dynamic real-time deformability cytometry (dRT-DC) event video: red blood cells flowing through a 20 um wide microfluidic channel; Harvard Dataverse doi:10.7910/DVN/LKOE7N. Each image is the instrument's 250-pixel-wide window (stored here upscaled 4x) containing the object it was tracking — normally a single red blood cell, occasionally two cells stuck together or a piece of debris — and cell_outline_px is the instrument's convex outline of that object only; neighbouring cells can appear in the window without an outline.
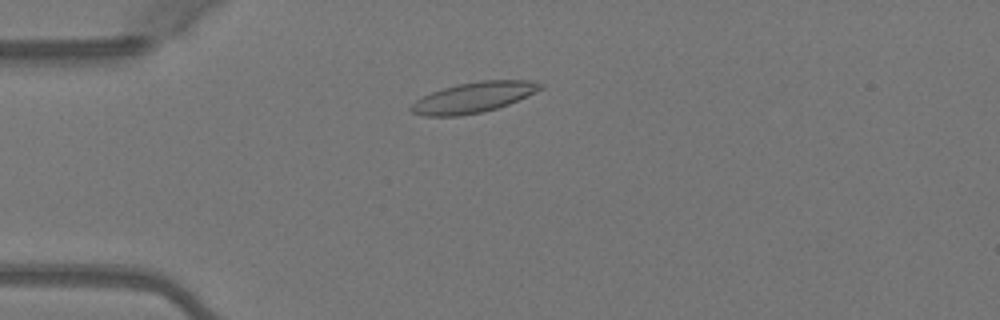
{"species": "Egyptian fruit bat (a non-hibernating species)", "species_latin": "Rousettus aegyptiacus", "temperature_condition": "warm", "stored_images_in_passage": 6, "camera_frame_rate_fps": 3000, "um_per_image_px": 0.085, "animal": {"sex": "female"}, "frame": {"image": 1, "passage_image": 3, "time_ms": 0.667, "image_size_px": [1000, 320], "cell_outline_px": [[544, 88], [536, 92], [508, 104], [484, 112], [460, 116], [424, 116], [412, 112], [408, 108], [416, 100], [432, 92], [456, 84], [480, 80], [532, 80], [544, 84]], "centroid_in_image_um": [40.27, 8.27], "position_along_channel_um": 44.7, "area_um2": 23.0}}
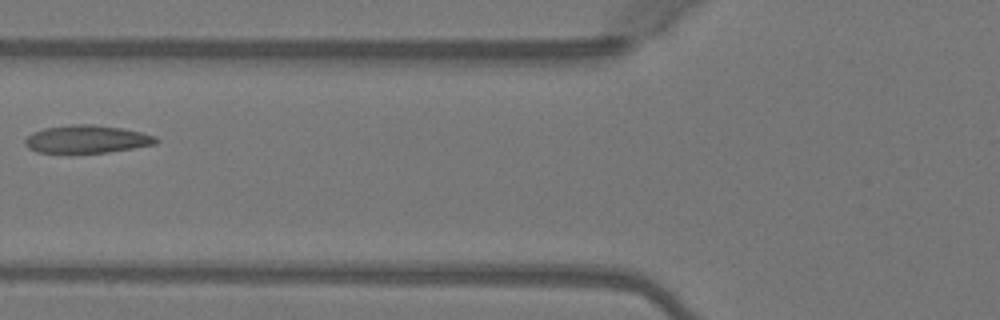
{"frame": {"image": 2, "passage_image": 5, "time_ms": 1.333, "image_size_px": [1000, 320], "cell_outline_px": [[160, 140], [156, 144], [108, 152], [72, 156], [68, 156], [36, 152], [28, 148], [24, 144], [24, 140], [32, 132], [44, 128], [72, 124], [92, 124], [120, 128], [140, 132], [156, 136]], "centroid_in_image_um": [7.3, 11.88], "position_along_channel_um": 118.5, "area_um2": 22.2}}
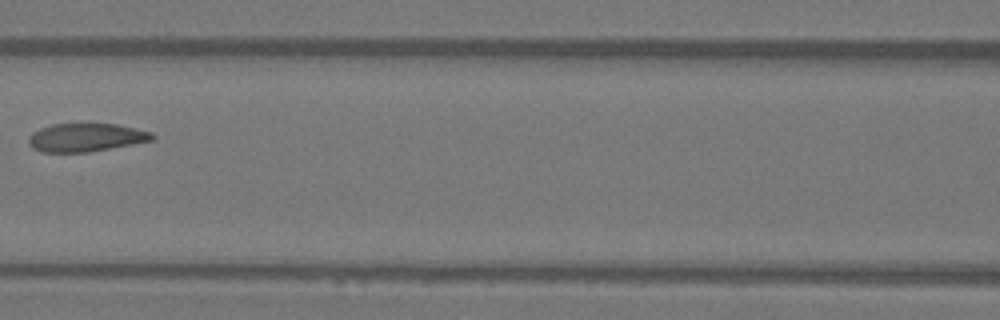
{"frame": {"image": 3, "passage_image": 6, "time_ms": 1.667, "image_size_px": [1000, 320], "cell_outline_px": [[156, 136], [152, 140], [132, 144], [88, 152], [40, 152], [32, 148], [28, 140], [28, 136], [32, 132], [40, 128], [52, 124], [116, 124], [152, 132]], "centroid_in_image_um": [7.27, 11.68], "position_along_channel_um": 159.3, "area_um2": 20.29}}